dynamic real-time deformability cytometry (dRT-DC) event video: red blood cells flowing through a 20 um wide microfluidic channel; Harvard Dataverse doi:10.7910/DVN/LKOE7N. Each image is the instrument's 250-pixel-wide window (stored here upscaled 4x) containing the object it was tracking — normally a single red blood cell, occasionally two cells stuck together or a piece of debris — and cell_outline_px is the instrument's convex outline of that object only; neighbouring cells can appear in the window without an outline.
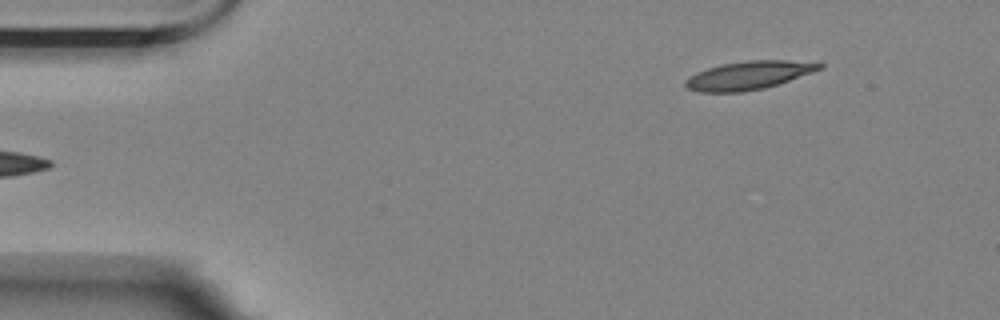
{"species": "Egyptian fruit bat (a non-hibernating species)", "species_latin": "Rousettus aegyptiacus", "temperature_condition": "room temperature", "stored_images_in_passage": 5, "camera_frame_rate_fps": 3000, "um_per_image_px": 0.085, "animal": {"sex": "female"}, "frame": {"image": 1, "passage_image": 5, "time_ms": 4.667, "image_size_px": [1000, 320], "cell_outline_px": [[824, 68], [764, 88], [744, 92], [700, 92], [688, 88], [684, 84], [684, 80], [688, 76], [696, 72], [720, 64], [748, 60], [788, 60], [824, 64]], "centroid_in_image_um": [63.58, 6.4], "position_along_channel_um": 21.4, "area_um2": 22.02}}